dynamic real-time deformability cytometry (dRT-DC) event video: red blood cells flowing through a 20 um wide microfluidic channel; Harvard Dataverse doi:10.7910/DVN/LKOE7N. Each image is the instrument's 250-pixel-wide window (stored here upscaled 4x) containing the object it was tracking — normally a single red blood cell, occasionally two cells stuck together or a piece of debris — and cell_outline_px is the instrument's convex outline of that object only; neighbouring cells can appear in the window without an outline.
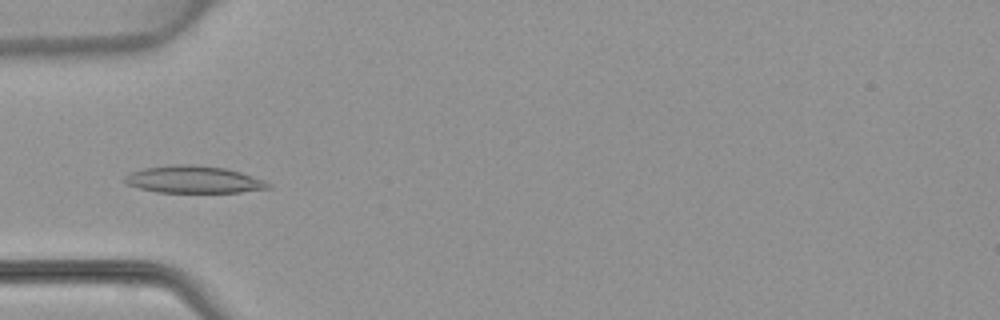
{"species": "common noctule bat (a hibernating species)", "species_latin": "Nyctalus noctula", "temperature_condition": "warm", "stored_images_in_passage": 4, "camera_frame_rate_fps": 3000, "um_per_image_px": 0.085, "animal": {"sex": "female", "body_mass_g": 22.7, "forearm_length_mm": 54.2}, "frame": {"image": 1, "passage_image": 4, "time_ms": 4.333, "image_size_px": [1000, 320], "cell_outline_px": [[272, 188], [240, 192], [156, 192], [140, 188], [128, 184], [124, 180], [124, 176], [132, 172], [144, 168], [176, 164], [196, 164], [224, 168], [240, 172], [264, 180], [272, 184]], "centroid_in_image_um": [16.49, 15.26], "position_along_channel_um": 68.5, "area_um2": 22.66}}